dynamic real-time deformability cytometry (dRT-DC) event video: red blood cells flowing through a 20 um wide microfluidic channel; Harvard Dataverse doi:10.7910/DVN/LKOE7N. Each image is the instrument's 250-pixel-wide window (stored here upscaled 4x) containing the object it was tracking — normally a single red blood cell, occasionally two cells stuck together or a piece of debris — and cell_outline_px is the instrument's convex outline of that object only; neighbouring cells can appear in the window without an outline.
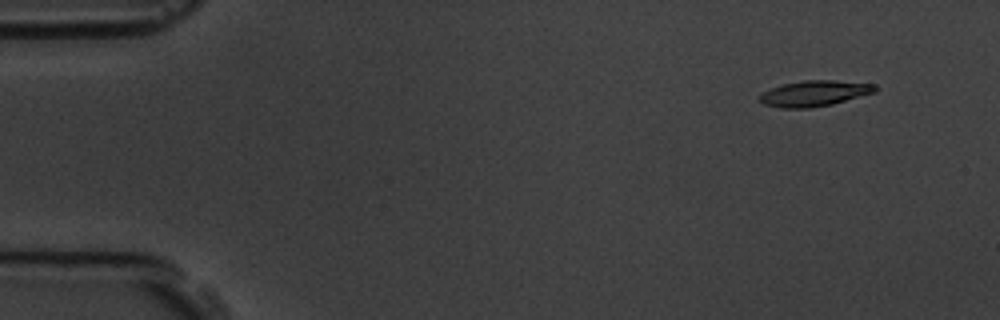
{"species": "common noctule bat (a hibernating species)", "species_latin": "Nyctalus noctula", "temperature_condition": "room temperature", "stored_images_in_passage": 4, "segment_of_instrument_passage": [2, 2], "camera_frame_rate_fps": 3000, "um_per_image_px": 0.085, "animal": {"sex": "male", "body_mass_g": 19.5, "forearm_length_mm": 54.6}, "frame": {"image": 1, "passage_image": 4, "time_ms": 3.667, "image_size_px": [1000, 320], "cell_outline_px": [[876, 92], [832, 104], [808, 108], [780, 108], [764, 104], [760, 100], [760, 96], [764, 92], [772, 88], [784, 84], [804, 80], [836, 80], [876, 84]], "centroid_in_image_um": [69.26, 7.93], "position_along_channel_um": 15.7, "area_um2": 17.17}}